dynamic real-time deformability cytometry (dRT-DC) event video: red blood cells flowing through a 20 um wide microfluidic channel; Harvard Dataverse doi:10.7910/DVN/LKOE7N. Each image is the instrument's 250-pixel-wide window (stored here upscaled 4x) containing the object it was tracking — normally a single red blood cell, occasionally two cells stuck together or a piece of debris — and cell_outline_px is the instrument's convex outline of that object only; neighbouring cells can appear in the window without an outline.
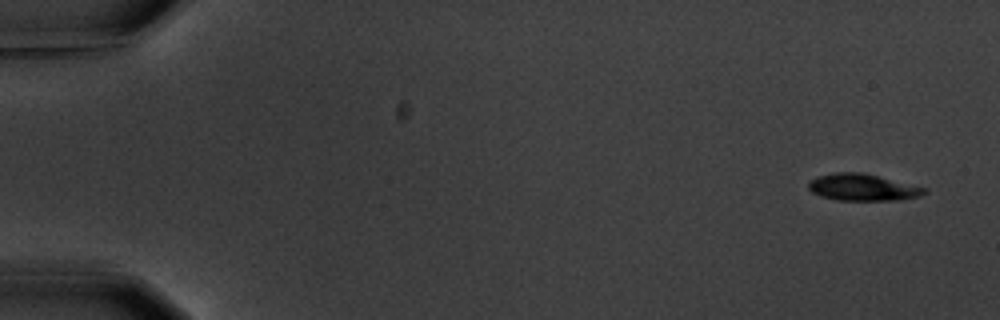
{"species": "common noctule bat (a hibernating species)", "species_latin": "Nyctalus noctula", "temperature_condition": "warm", "stored_images_in_passage": 5, "camera_frame_rate_fps": 3000, "um_per_image_px": 0.085, "animal": {"sex": "male", "body_mass_g": 20.1, "forearm_length_mm": 53.5}, "frame": {"image": 1, "passage_image": 1, "time_ms": 0.0, "image_size_px": [1000, 320], "cell_outline_px": [[928, 192], [920, 196], [900, 200], [836, 200], [820, 196], [812, 192], [808, 188], [808, 184], [816, 176], [836, 172], [860, 172], [928, 188]], "centroid_in_image_um": [73.33, 15.93], "position_along_channel_um": 11.7, "area_um2": 18.09}}
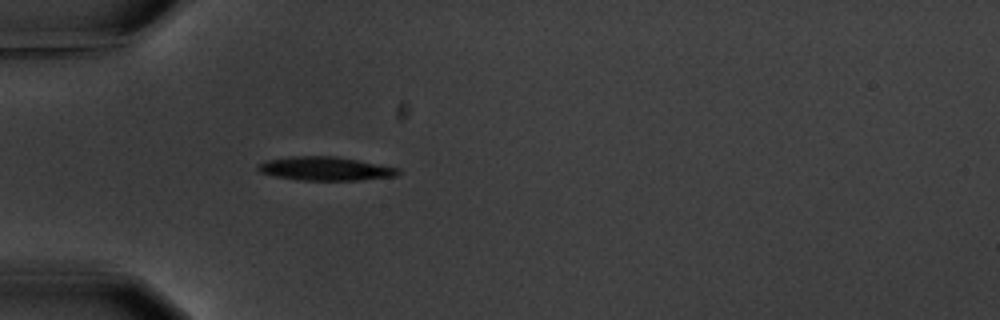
{"frame": {"image": 2, "passage_image": 5, "time_ms": 5.0, "image_size_px": [1000, 320], "cell_outline_px": [[400, 172], [396, 176], [360, 180], [300, 180], [276, 176], [260, 172], [256, 168], [256, 164], [268, 160], [288, 156], [336, 156], [400, 168]], "centroid_in_image_um": [27.64, 14.33], "position_along_channel_um": 57.4, "area_um2": 19.36}}